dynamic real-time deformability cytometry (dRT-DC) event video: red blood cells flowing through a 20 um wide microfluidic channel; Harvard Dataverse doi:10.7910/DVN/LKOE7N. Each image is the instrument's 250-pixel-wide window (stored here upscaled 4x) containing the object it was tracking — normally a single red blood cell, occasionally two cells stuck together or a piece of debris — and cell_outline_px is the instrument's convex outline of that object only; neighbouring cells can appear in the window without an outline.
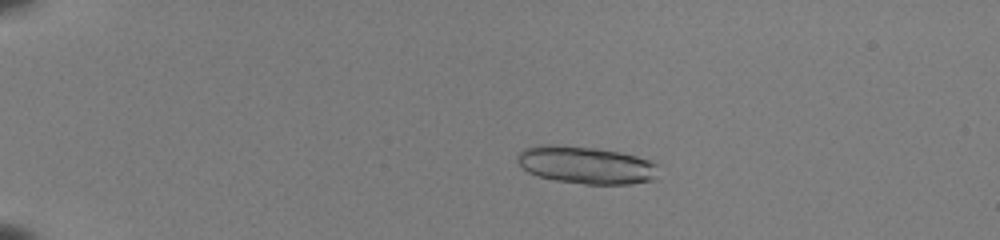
{"species": "common noctule bat (a hibernating species)", "species_latin": "Nyctalus noctula", "temperature_condition": "room temperature", "stored_images_in_passage": 19, "camera_frame_rate_fps": 3000, "um_per_image_px": 0.085, "animal": {"sex": "female", "body_mass_g": 22.0, "forearm_length_mm": 56.7}, "frame": {"image": 1, "passage_image": 4, "time_ms": 1.0, "image_size_px": [1000, 240], "cell_outline_px": [[660, 164], [656, 180], [632, 184], [584, 184], [556, 180], [536, 176], [528, 172], [516, 160], [516, 156], [524, 148], [540, 144], [548, 144], [596, 148], [620, 152], [636, 156]], "centroid_in_image_um": [49.84, 14.03], "position_along_channel_um": 35.2, "area_um2": 31.15}}
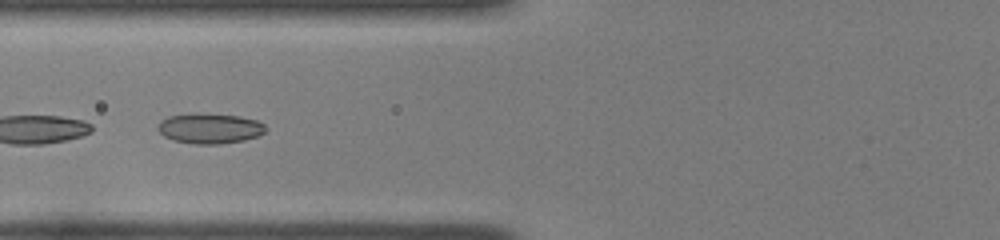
{"frame": {"image": 2, "passage_image": 16, "time_ms": 5.0, "image_size_px": [1000, 240], "cell_outline_px": [[268, 128], [260, 136], [244, 140], [220, 144], [192, 144], [172, 140], [164, 136], [156, 128], [160, 120], [168, 116], [240, 116], [256, 120], [264, 124]], "centroid_in_image_um": [17.86, 10.97], "position_along_channel_um": 107.9, "area_um2": 18.38}}